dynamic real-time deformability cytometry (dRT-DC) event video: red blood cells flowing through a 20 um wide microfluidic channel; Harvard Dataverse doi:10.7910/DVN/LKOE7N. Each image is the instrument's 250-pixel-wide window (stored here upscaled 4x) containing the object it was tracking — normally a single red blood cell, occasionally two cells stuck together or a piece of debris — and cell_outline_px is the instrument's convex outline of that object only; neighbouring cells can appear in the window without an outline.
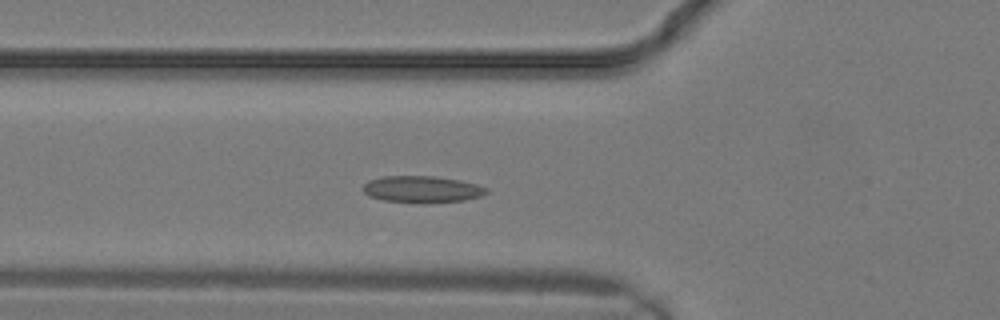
{"species": "common noctule bat (a hibernating species)", "species_latin": "Nyctalus noctula", "temperature_condition": "warm", "stored_images_in_passage": 13, "camera_frame_rate_fps": 3000, "um_per_image_px": 0.085, "animal": {"sex": "male", "body_mass_g": 19.2, "forearm_length_mm": 51.8}, "frame": {"image": 1, "passage_image": 8, "time_ms": 2.333, "image_size_px": [1000, 320], "cell_outline_px": [[488, 192], [480, 196], [464, 200], [384, 200], [368, 196], [364, 192], [364, 184], [368, 180], [384, 176], [436, 176], [460, 180], [476, 184], [488, 188]], "centroid_in_image_um": [35.86, 16.03], "position_along_channel_um": 89.9, "area_um2": 18.21}}
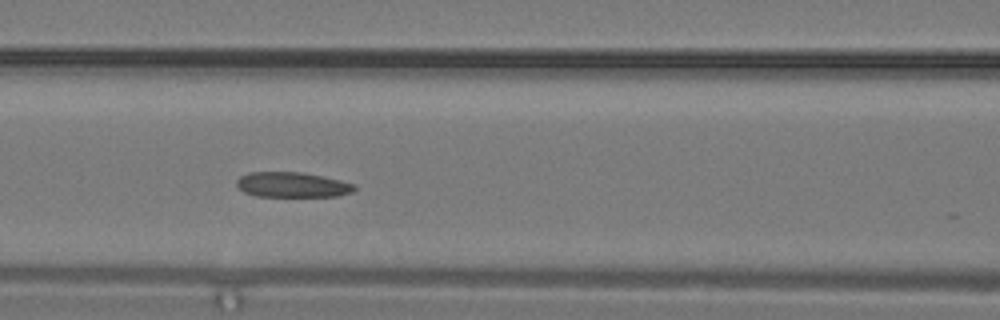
{"frame": {"image": 2, "passage_image": 10, "time_ms": 3.0, "image_size_px": [1000, 320], "cell_outline_px": [[356, 188], [352, 192], [336, 196], [256, 196], [244, 192], [236, 184], [236, 180], [240, 176], [248, 172], [300, 172], [340, 180], [356, 184]], "centroid_in_image_um": [24.83, 15.7], "position_along_channel_um": 141.8, "area_um2": 17.17}}
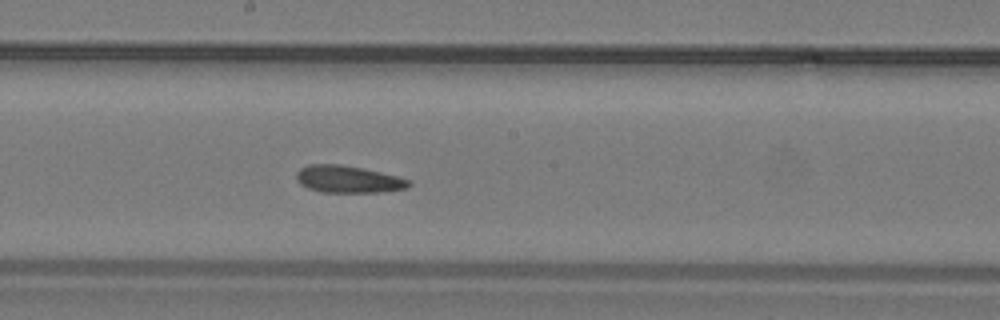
{"frame": {"image": 3, "passage_image": 13, "time_ms": 4.0, "image_size_px": [1000, 320], "cell_outline_px": [[412, 184], [408, 188], [380, 192], [320, 192], [308, 188], [300, 184], [296, 180], [296, 172], [300, 168], [308, 164], [340, 164], [380, 172], [412, 180]], "centroid_in_image_um": [29.58, 15.24], "position_along_channel_um": 218.6, "area_um2": 17.86}}